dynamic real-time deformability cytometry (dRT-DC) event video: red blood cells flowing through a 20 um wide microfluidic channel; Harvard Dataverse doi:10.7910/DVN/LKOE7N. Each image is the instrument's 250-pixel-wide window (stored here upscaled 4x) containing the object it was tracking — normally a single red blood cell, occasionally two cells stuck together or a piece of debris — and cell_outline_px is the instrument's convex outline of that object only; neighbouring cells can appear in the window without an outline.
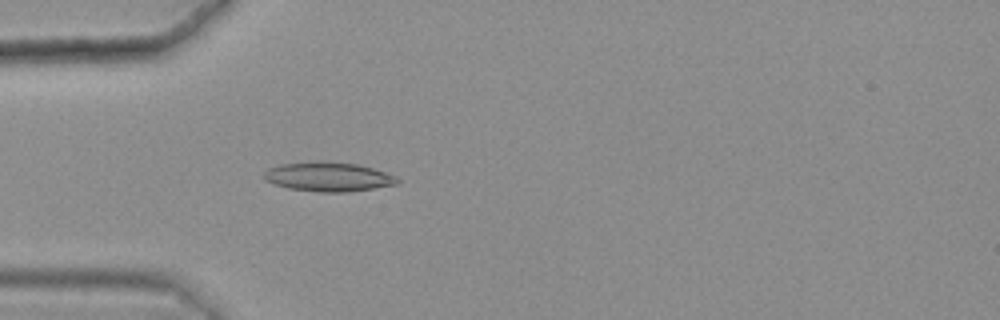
{"species": "common noctule bat (a hibernating species)", "species_latin": "Nyctalus noctula", "temperature_condition": "warm", "stored_images_in_passage": 47, "camera_frame_rate_fps": 3000, "um_per_image_px": 0.085, "animal": {"sex": "female", "body_mass_g": 25.1}, "frame": {"image": 1, "passage_image": 16, "time_ms": 5.0, "image_size_px": [1000, 320], "cell_outline_px": [[400, 180], [396, 184], [348, 192], [320, 192], [288, 188], [264, 180], [264, 172], [268, 168], [280, 164], [316, 160], [360, 164], [388, 172], [396, 176]], "centroid_in_image_um": [27.91, 15.0], "position_along_channel_um": 57.1, "area_um2": 23.0}}
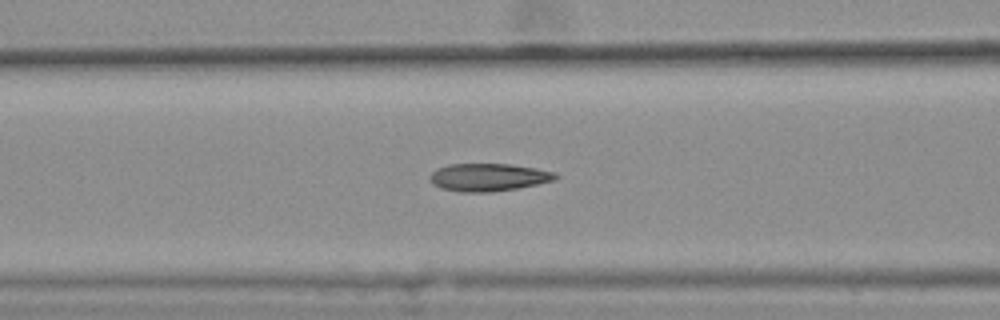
{"frame": {"image": 2, "passage_image": 22, "time_ms": 7.0, "image_size_px": [1000, 320], "cell_outline_px": [[560, 176], [556, 180], [516, 188], [492, 192], [460, 192], [440, 188], [432, 184], [428, 176], [436, 168], [448, 164], [512, 164], [536, 168], [556, 172]], "centroid_in_image_um": [41.5, 15.06], "position_along_channel_um": 125.1, "area_um2": 20.52}}
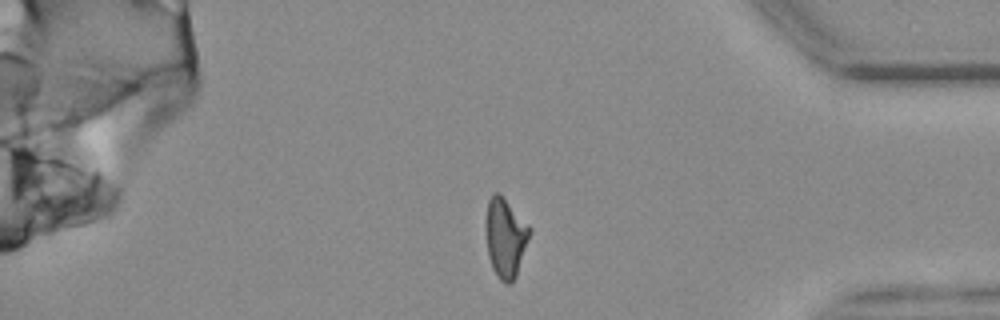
{"frame": {"image": 3, "passage_image": 46, "time_ms": 15.0, "image_size_px": [1000, 320], "cell_outline_px": [[532, 232], [516, 276], [508, 284], [504, 284], [500, 280], [492, 268], [488, 256], [488, 200], [492, 192], [500, 192], [532, 228]], "centroid_in_image_um": [43.01, 20.19], "position_along_channel_um": 392.2, "area_um2": 20.0}, "authors_computed_cell_mechanics": {"area_um2": 20.519, "velocity_mm_per_s": 3.6432, "shape_relaxation_time_tau1_ms": null, "shape_relaxation_time_tau2_ms": 1.7213, "deformation_change_tau1": null, "deformation_change_tau2": 0.0912}}